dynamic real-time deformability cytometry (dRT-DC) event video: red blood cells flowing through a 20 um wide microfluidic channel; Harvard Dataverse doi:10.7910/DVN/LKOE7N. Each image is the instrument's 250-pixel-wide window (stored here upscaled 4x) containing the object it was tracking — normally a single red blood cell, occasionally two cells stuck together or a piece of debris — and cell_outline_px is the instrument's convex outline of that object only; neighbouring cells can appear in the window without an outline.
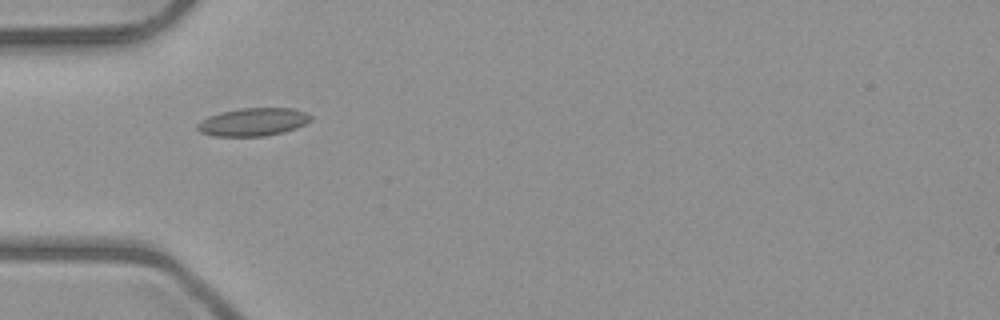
{"species": "common noctule bat (a hibernating species)", "species_latin": "Nyctalus noctula", "temperature_condition": "room temperature", "stored_images_in_passage": 4, "camera_frame_rate_fps": 3000, "um_per_image_px": 0.085, "animal": {"sex": "male", "body_mass_g": 23.1, "forearm_length_mm": 52.7}, "frame": {"image": 1, "passage_image": 1, "time_ms": 0.0, "image_size_px": [1000, 320], "cell_outline_px": [[312, 120], [296, 128], [284, 132], [264, 136], [212, 136], [200, 132], [196, 128], [196, 124], [208, 116], [220, 112], [240, 108], [292, 108], [304, 112], [312, 116]], "centroid_in_image_um": [21.49, 10.37], "position_along_channel_um": 63.5, "area_um2": 18.55}}
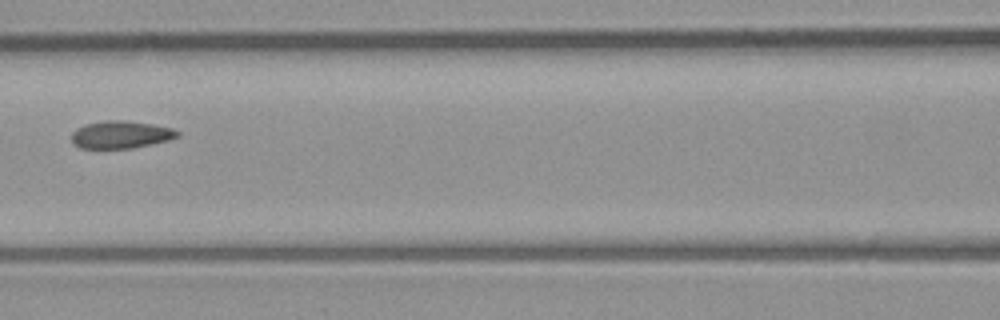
{"frame": {"image": 2, "passage_image": 3, "time_ms": 2.333, "image_size_px": [1000, 320], "cell_outline_px": [[180, 136], [168, 140], [132, 148], [80, 148], [72, 144], [72, 132], [76, 128], [84, 124], [104, 120], [124, 120], [152, 124], [172, 128], [180, 132]], "centroid_in_image_um": [10.24, 11.43], "position_along_channel_um": 156.4, "area_um2": 17.05}}
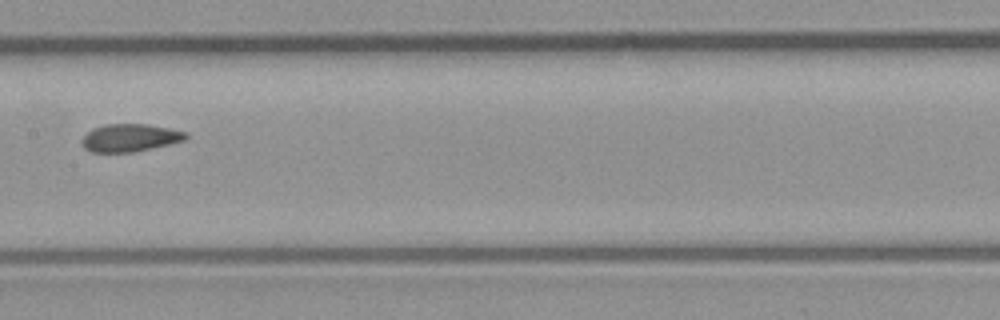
{"frame": {"image": 3, "passage_image": 4, "time_ms": 3.333, "image_size_px": [1000, 320], "cell_outline_px": [[188, 136], [184, 140], [168, 144], [132, 152], [92, 152], [84, 148], [80, 144], [80, 140], [92, 128], [104, 124], [148, 124], [188, 132]], "centroid_in_image_um": [11.0, 11.7], "position_along_channel_um": 196.4, "area_um2": 16.76}}